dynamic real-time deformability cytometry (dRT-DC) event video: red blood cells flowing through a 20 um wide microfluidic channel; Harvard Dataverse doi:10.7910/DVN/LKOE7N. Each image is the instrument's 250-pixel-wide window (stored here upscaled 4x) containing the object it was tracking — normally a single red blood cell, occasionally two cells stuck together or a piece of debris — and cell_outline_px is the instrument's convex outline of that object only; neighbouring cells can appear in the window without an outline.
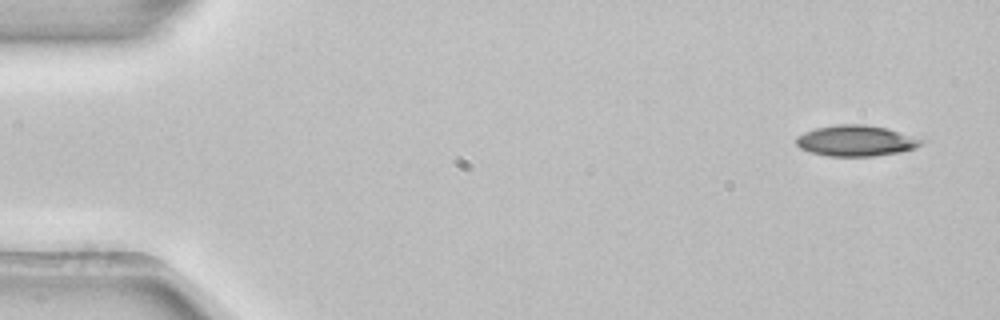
{"species": "common noctule bat (a hibernating species)", "species_latin": "Nyctalus noctula", "temperature_condition": "room temperature", "stored_images_in_passage": 3, "camera_frame_rate_fps": 3000, "um_per_image_px": 0.085, "animal": {"sex": "female", "body_mass_g": 22.7, "forearm_length_mm": 54.2}, "frame": {"image": 1, "passage_image": 1, "time_ms": 0.0, "image_size_px": [1000, 320], "cell_outline_px": [[928, 140], [916, 148], [900, 152], [876, 156], [828, 156], [808, 152], [800, 148], [796, 144], [796, 136], [804, 132], [816, 128], [836, 124], [864, 124], [888, 128]], "centroid_in_image_um": [72.79, 11.96], "position_along_channel_um": 12.2, "area_um2": 22.89}}